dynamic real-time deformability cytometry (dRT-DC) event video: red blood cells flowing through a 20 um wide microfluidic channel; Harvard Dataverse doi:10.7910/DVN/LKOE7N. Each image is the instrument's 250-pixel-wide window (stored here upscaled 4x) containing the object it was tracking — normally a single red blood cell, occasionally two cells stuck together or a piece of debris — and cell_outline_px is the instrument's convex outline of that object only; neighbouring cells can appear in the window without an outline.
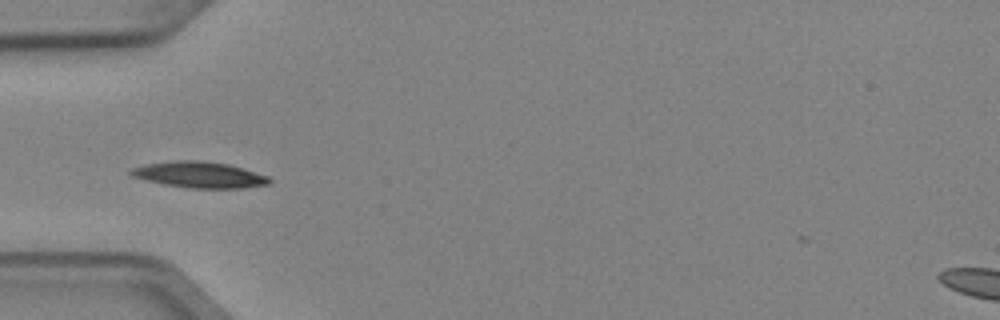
{"species": "Egyptian fruit bat (a non-hibernating species)", "species_latin": "Rousettus aegyptiacus", "temperature_condition": "cold", "stored_images_in_passage": 1, "camera_frame_rate_fps": 3000, "um_per_image_px": 0.085, "animal": {"sex": "female"}, "frame": {"image": 1, "passage_image": 1, "time_ms": 0.0, "image_size_px": [1000, 320], "cell_outline_px": [[272, 180], [268, 184], [244, 188], [188, 188], [164, 184], [132, 176], [128, 172], [132, 168], [148, 164], [176, 160], [196, 160], [228, 164], [244, 168], [268, 176]], "centroid_in_image_um": [16.99, 14.86], "position_along_channel_um": 68.0, "area_um2": 20.87}}